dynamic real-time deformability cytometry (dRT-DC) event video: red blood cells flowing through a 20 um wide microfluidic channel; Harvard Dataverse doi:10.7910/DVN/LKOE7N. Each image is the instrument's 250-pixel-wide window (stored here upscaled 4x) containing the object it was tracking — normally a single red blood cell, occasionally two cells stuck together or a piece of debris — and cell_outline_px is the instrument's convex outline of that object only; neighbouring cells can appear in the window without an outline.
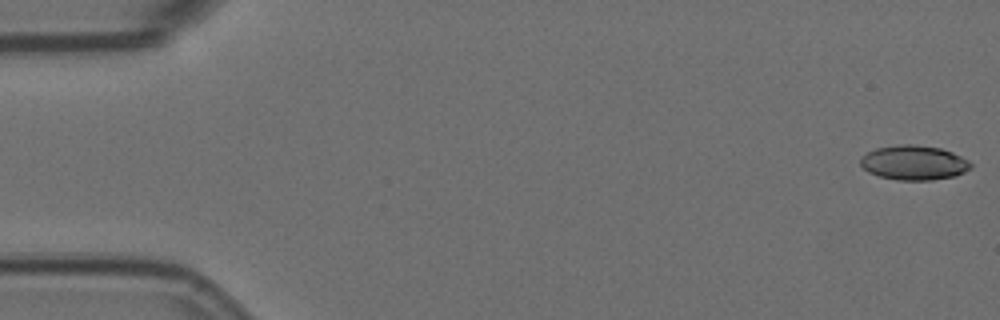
{"species": "Egyptian fruit bat (a non-hibernating species)", "species_latin": "Rousettus aegyptiacus", "temperature_condition": "room temperature", "stored_images_in_passage": 57, "camera_frame_rate_fps": 3000, "um_per_image_px": 0.085, "animal": {"sex": "female"}, "frame": {"image": 1, "passage_image": 1, "time_ms": 0.0, "image_size_px": [1000, 320], "cell_outline_px": [[972, 168], [956, 176], [932, 180], [896, 180], [880, 176], [868, 172], [860, 164], [860, 156], [876, 148], [900, 144], [912, 144], [940, 148], [952, 152], [968, 160], [972, 164]], "centroid_in_image_um": [77.68, 13.83], "position_along_channel_um": 7.3, "area_um2": 22.31}}
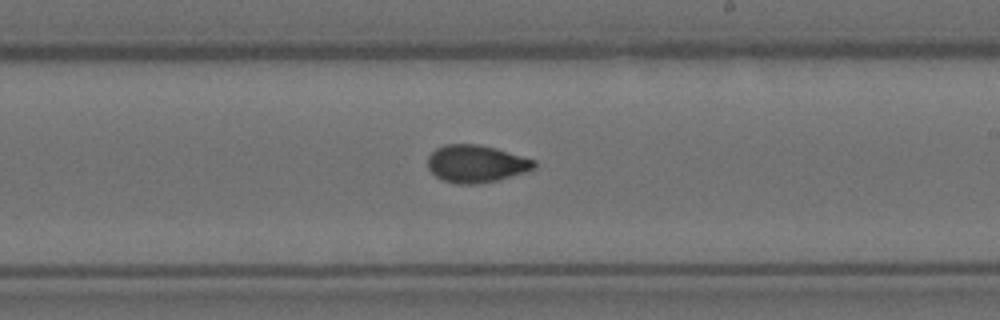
{"frame": {"image": 2, "passage_image": 33, "time_ms": 10.667, "image_size_px": [1000, 320], "cell_outline_px": [[536, 168], [524, 172], [496, 180], [476, 184], [456, 184], [440, 180], [428, 168], [428, 156], [436, 148], [444, 144], [476, 144], [496, 148], [536, 160]], "centroid_in_image_um": [40.45, 13.91], "position_along_channel_um": 248.6, "area_um2": 23.24}}
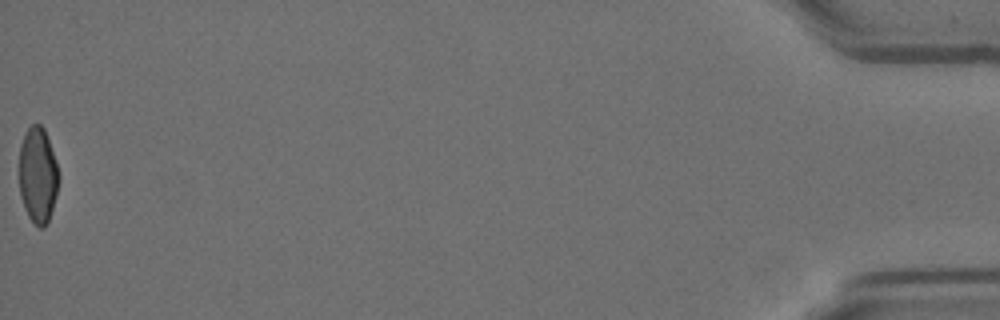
{"frame": {"image": 3, "passage_image": 57, "time_ms": 18.667, "image_size_px": [1000, 320], "cell_outline_px": [[60, 180], [56, 196], [48, 220], [44, 228], [40, 228], [28, 216], [24, 208], [20, 196], [20, 144], [28, 128], [32, 124], [40, 124], [44, 128], [60, 176]], "centroid_in_image_um": [3.22, 14.9], "position_along_channel_um": 432.0, "area_um2": 21.85}, "authors_computed_cell_mechanics": {"area_um2": 22.7154, "velocity_mm_per_s": 3.587, "shape_relaxation_time_tau1_ms": null, "shape_relaxation_time_tau2_ms": 1.6083, "deformation_change_tau1": null, "deformation_change_tau2": 0.0589}}